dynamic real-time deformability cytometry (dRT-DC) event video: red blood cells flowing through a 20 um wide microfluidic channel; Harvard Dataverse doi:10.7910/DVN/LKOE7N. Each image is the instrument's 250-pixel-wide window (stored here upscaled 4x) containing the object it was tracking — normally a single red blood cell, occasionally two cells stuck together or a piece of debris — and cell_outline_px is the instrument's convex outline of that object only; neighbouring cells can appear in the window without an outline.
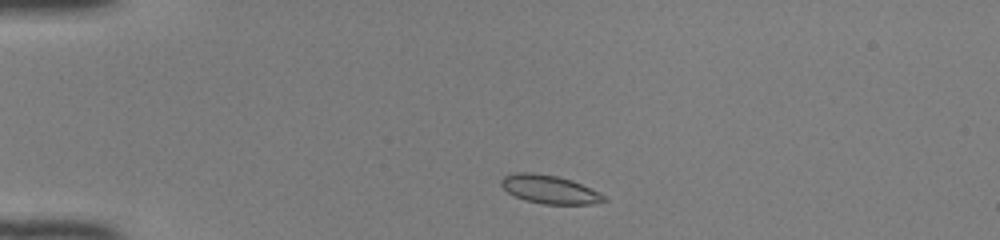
{"species": "common noctule bat (a hibernating species)", "species_latin": "Nyctalus noctula", "temperature_condition": "room temperature", "stored_images_in_passage": 41, "camera_frame_rate_fps": 3000, "um_per_image_px": 0.085, "animal": {"sex": "female", "body_mass_g": 22.0, "forearm_length_mm": 56.7}, "frame": {"image": 1, "passage_image": 3, "time_ms": 0.667, "image_size_px": [1000, 240], "cell_outline_px": [[608, 200], [592, 204], [544, 204], [524, 200], [508, 192], [500, 184], [500, 180], [504, 176], [516, 172], [532, 172], [556, 176], [572, 180], [600, 192]], "centroid_in_image_um": [46.71, 16.09], "position_along_channel_um": 38.3, "area_um2": 16.99}}
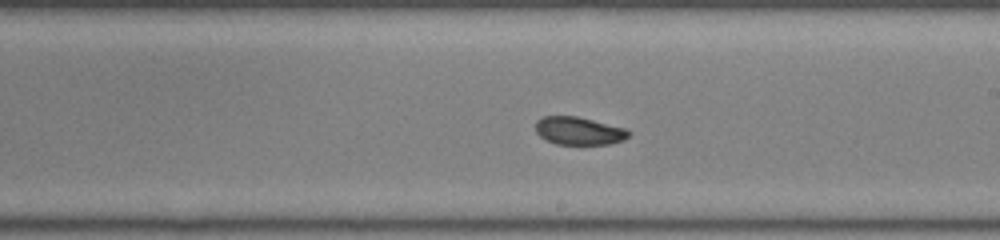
{"frame": {"image": 2, "passage_image": 21, "time_ms": 6.667, "image_size_px": [1000, 240], "cell_outline_px": [[632, 132], [624, 140], [608, 144], [556, 144], [540, 136], [536, 132], [536, 120], [544, 116], [576, 116], [628, 128]], "centroid_in_image_um": [49.24, 11.11], "position_along_channel_um": 239.8, "area_um2": 15.2}}
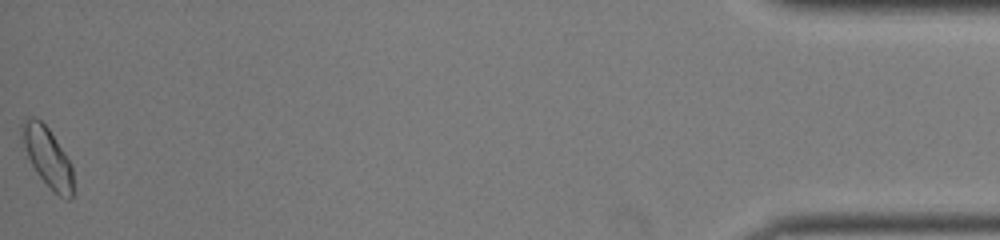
{"frame": {"image": 3, "passage_image": 41, "time_ms": 13.333, "image_size_px": [1000, 240], "cell_outline_px": [[72, 196], [68, 200], [52, 192], [36, 172], [28, 156], [20, 136], [20, 124], [28, 116], [32, 116], [40, 120], [48, 128], [72, 164]], "centroid_in_image_um": [4.01, 13.33], "position_along_channel_um": 431.2, "area_um2": 17.74}, "authors_computed_cell_mechanics": {"area_um2": 16.3574, "velocity_mm_per_s": 4.1287, "shape_relaxation_time_tau1_ms": 10.8663, "shape_relaxation_time_tau2_ms": 1.0022, "deformation_change_tau1": 0.1454, "deformation_change_tau2": 0.0316}}